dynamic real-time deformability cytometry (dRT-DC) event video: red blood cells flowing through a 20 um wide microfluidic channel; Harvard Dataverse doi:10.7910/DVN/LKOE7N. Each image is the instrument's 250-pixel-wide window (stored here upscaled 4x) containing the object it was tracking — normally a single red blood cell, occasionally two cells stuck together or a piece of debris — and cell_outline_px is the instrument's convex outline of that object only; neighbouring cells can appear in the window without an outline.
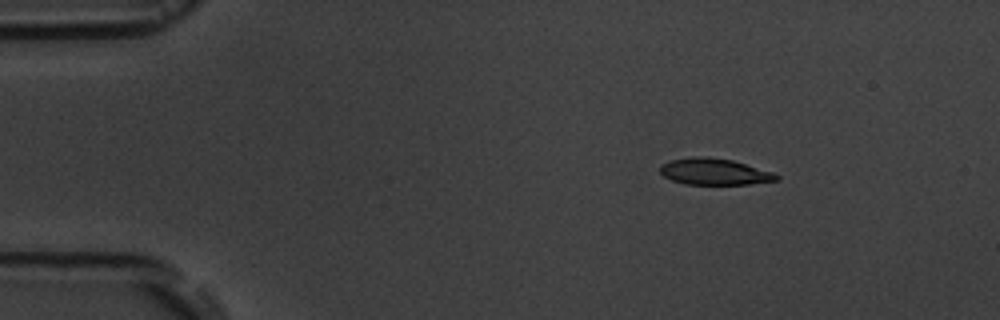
{"species": "common noctule bat (a hibernating species)", "species_latin": "Nyctalus noctula", "temperature_condition": "room temperature", "stored_images_in_passage": 10, "camera_frame_rate_fps": 3000, "um_per_image_px": 0.085, "animal": {"sex": "male", "body_mass_g": 19.5, "forearm_length_mm": 54.6}, "frame": {"image": 1, "passage_image": 2, "time_ms": 2.333, "image_size_px": [1000, 320], "cell_outline_px": [[780, 180], [748, 184], [684, 184], [672, 180], [664, 176], [660, 172], [660, 164], [672, 160], [692, 156], [704, 156], [732, 160], [772, 172], [780, 176]], "centroid_in_image_um": [60.71, 14.59], "position_along_channel_um": 24.3, "area_um2": 17.86}}
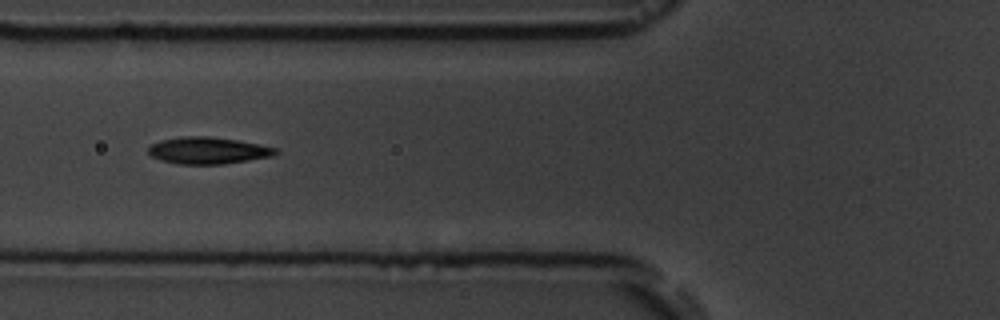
{"frame": {"image": 2, "passage_image": 6, "time_ms": 6.667, "image_size_px": [1000, 320], "cell_outline_px": [[280, 152], [272, 156], [224, 164], [180, 164], [160, 160], [152, 156], [148, 152], [148, 148], [152, 144], [160, 140], [184, 136], [208, 136], [236, 140], [260, 144], [276, 148]], "centroid_in_image_um": [17.68, 12.79], "position_along_channel_um": 108.1, "area_um2": 19.83}}
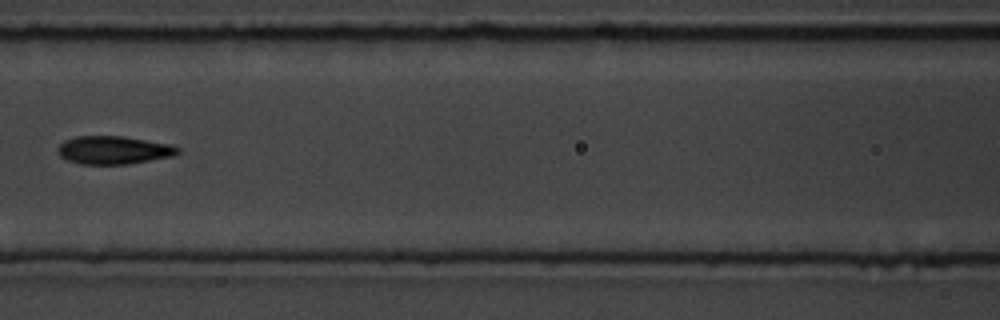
{"frame": {"image": 3, "passage_image": 7, "time_ms": 8.0, "image_size_px": [1000, 320], "cell_outline_px": [[180, 152], [172, 156], [128, 164], [80, 164], [68, 160], [60, 156], [56, 148], [64, 140], [76, 136], [124, 136], [172, 144], [180, 148]], "centroid_in_image_um": [9.66, 12.75], "position_along_channel_um": 156.9, "area_um2": 19.77}}